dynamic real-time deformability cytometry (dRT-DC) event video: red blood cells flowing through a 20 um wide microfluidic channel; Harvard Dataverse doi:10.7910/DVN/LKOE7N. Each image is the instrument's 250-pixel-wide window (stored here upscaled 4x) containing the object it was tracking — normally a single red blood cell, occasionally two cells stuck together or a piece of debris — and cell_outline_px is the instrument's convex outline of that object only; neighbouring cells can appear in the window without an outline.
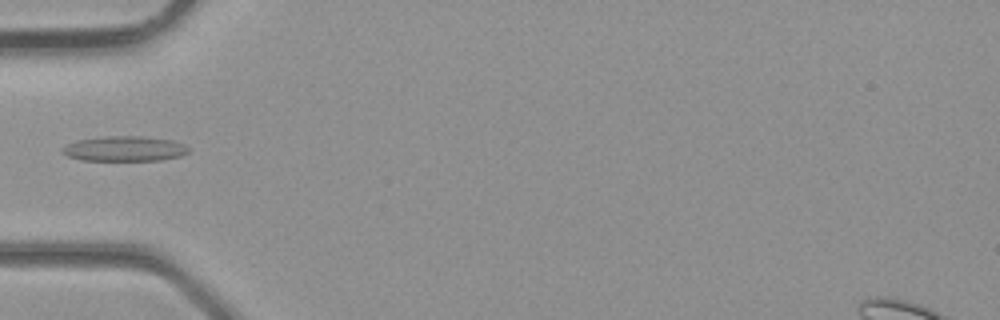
{"species": "common noctule bat (a hibernating species)", "species_latin": "Nyctalus noctula", "temperature_condition": "room temperature", "stored_images_in_passage": 3, "camera_frame_rate_fps": 3000, "um_per_image_px": 0.085, "animal": {"sex": "male", "body_mass_g": 23.1, "forearm_length_mm": 52.7}, "frame": {"image": 1, "passage_image": 3, "time_ms": 0.667, "image_size_px": [1000, 320], "cell_outline_px": [[188, 152], [180, 156], [160, 160], [80, 160], [68, 156], [60, 152], [60, 148], [76, 140], [108, 136], [140, 136], [172, 140], [184, 144], [188, 148]], "centroid_in_image_um": [10.55, 12.64], "position_along_channel_um": 74.5, "area_um2": 18.38}}